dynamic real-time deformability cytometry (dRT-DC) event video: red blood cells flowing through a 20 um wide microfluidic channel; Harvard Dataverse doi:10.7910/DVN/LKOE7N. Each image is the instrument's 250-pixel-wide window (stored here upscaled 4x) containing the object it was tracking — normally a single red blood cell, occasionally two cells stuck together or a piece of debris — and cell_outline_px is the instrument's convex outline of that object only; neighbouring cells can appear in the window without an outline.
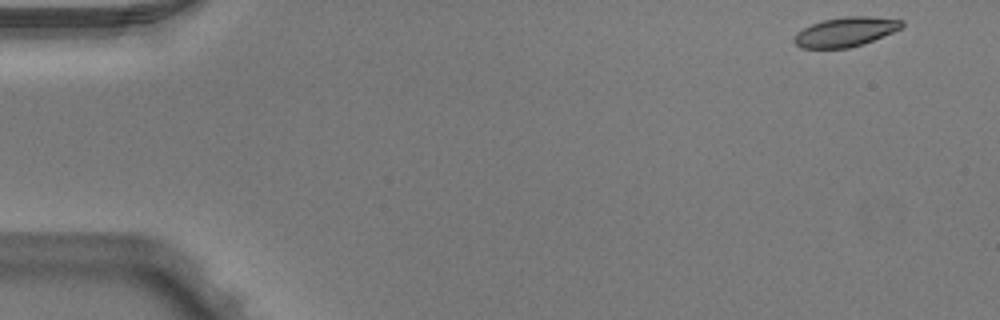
{"species": "Egyptian fruit bat (a non-hibernating species)", "species_latin": "Rousettus aegyptiacus", "temperature_condition": "warm", "stored_images_in_passage": 49, "camera_frame_rate_fps": 3000, "um_per_image_px": 0.085, "animal": {"sex": "male"}, "frame": {"image": 1, "passage_image": 1, "time_ms": 0.0, "image_size_px": [1000, 320], "cell_outline_px": [[904, 24], [900, 28], [892, 32], [872, 40], [848, 48], [800, 48], [792, 40], [796, 32], [812, 24], [824, 20], [844, 16], [868, 16], [904, 20]], "centroid_in_image_um": [71.84, 2.7], "position_along_channel_um": 13.2, "area_um2": 18.26}}
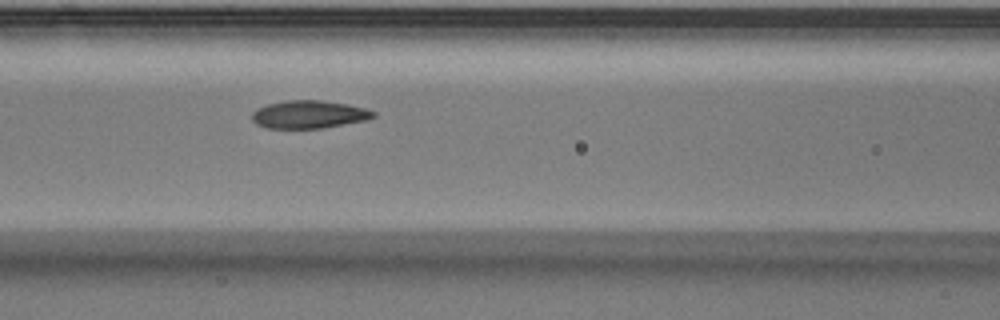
{"frame": {"image": 2, "passage_image": 20, "time_ms": 6.333, "image_size_px": [1000, 320], "cell_outline_px": [[376, 116], [368, 120], [324, 128], [268, 128], [256, 124], [252, 120], [252, 112], [256, 108], [268, 104], [288, 100], [320, 100], [348, 104], [368, 108], [376, 112]], "centroid_in_image_um": [26.3, 9.72], "position_along_channel_um": 140.3, "area_um2": 19.94}}
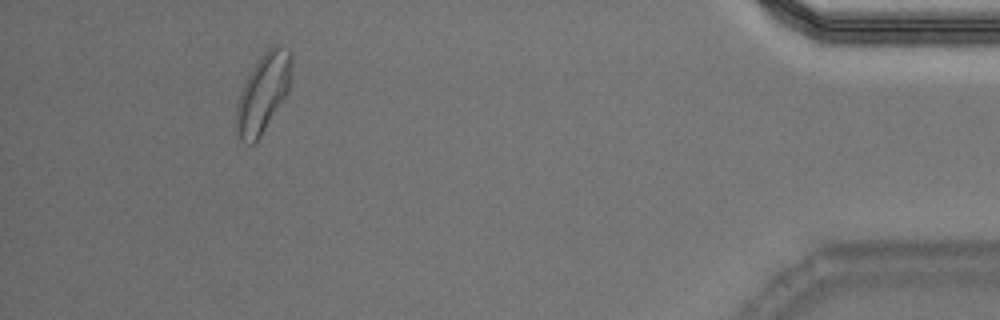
{"frame": {"image": 3, "passage_image": 45, "time_ms": 14.667, "image_size_px": [1000, 320], "cell_outline_px": [[292, 60], [288, 88], [284, 96], [256, 144], [244, 144], [240, 140], [236, 132], [236, 104], [240, 92], [252, 68], [260, 56], [268, 48], [276, 44], [292, 52]], "centroid_in_image_um": [22.33, 7.92], "position_along_channel_um": 412.9, "area_um2": 25.03}, "authors_computed_cell_mechanics": {"area_um2": 19.9988, "velocity_mm_per_s": 3.9855, "shape_relaxation_time_tau1_ms": 3.9448, "shape_relaxation_time_tau2_ms": 1.6915, "deformation_change_tau1": 0.1601, "deformation_change_tau2": 0.0742}}